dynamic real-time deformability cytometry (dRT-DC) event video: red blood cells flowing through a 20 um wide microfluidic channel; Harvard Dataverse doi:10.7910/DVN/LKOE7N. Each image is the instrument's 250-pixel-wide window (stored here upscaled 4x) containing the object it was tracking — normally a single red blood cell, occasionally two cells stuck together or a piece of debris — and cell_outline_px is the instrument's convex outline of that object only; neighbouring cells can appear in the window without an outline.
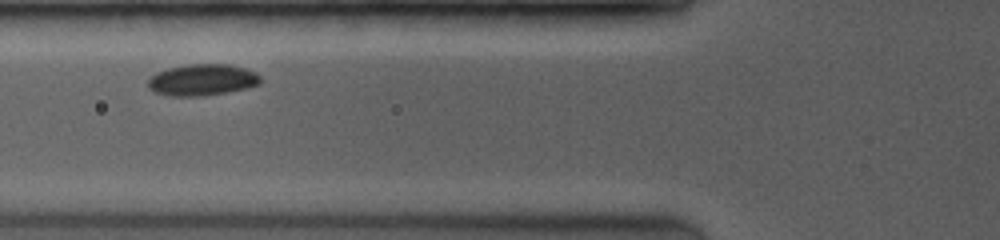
{"species": "common noctule bat (a hibernating species)", "species_latin": "Nyctalus noctula", "temperature_condition": "room temperature", "stored_images_in_passage": 22, "camera_frame_rate_fps": 3500, "um_per_image_px": 0.085, "animal": {"sex": "female", "body_mass_g": 19.0, "forearm_length_mm": 53.3}, "frame": {"image": 1, "passage_image": 4, "time_ms": 1.429, "image_size_px": [1000, 240], "cell_outline_px": [[260, 84], [248, 88], [204, 96], [168, 96], [156, 92], [148, 88], [148, 80], [156, 72], [168, 68], [188, 64], [228, 64], [244, 68], [256, 72], [260, 76]], "centroid_in_image_um": [17.19, 6.79], "position_along_channel_um": 108.6, "area_um2": 20.69}}
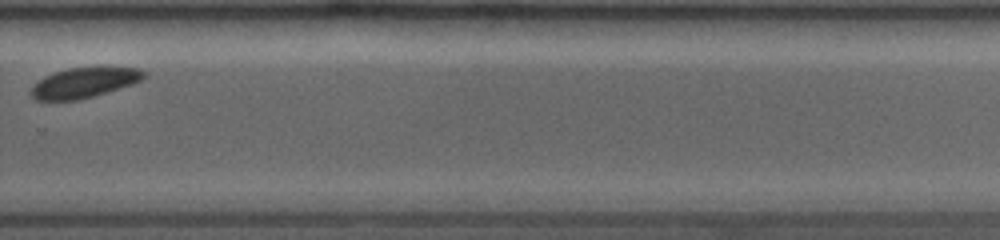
{"frame": {"image": 2, "passage_image": 16, "time_ms": 6.857, "image_size_px": [1000, 240], "cell_outline_px": [[148, 72], [140, 80], [132, 84], [92, 96], [76, 100], [36, 100], [28, 92], [44, 76], [52, 72], [68, 68], [140, 68]], "centroid_in_image_um": [7.12, 7.03], "position_along_channel_um": 322.7, "area_um2": 19.42}}
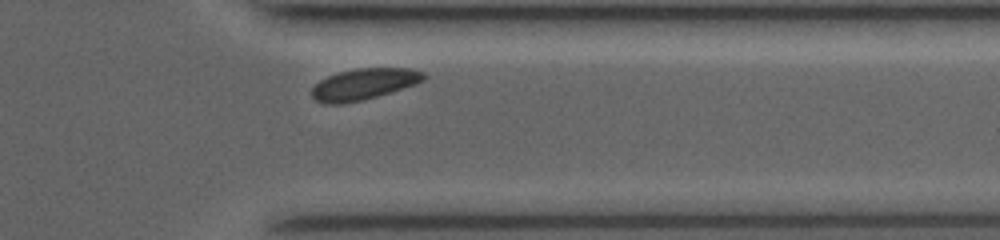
{"frame": {"image": 3, "passage_image": 19, "time_ms": 8.286, "image_size_px": [1000, 240], "cell_outline_px": [[428, 76], [424, 80], [416, 84], [376, 96], [360, 100], [340, 104], [324, 104], [316, 100], [312, 96], [312, 88], [320, 80], [328, 76], [340, 72], [356, 68], [408, 68], [424, 72]], "centroid_in_image_um": [30.94, 7.14], "position_along_channel_um": 380.5, "area_um2": 20.17}, "authors_computed_cell_mechanics": {"area_um2": 20.6057, "velocity_mm_per_s": 3.9551, "shape_relaxation_time_tau1_ms": 0.4121, "shape_relaxation_time_tau2_ms": null, "deformation_change_tau1": 0.0365, "deformation_change_tau2": null}}